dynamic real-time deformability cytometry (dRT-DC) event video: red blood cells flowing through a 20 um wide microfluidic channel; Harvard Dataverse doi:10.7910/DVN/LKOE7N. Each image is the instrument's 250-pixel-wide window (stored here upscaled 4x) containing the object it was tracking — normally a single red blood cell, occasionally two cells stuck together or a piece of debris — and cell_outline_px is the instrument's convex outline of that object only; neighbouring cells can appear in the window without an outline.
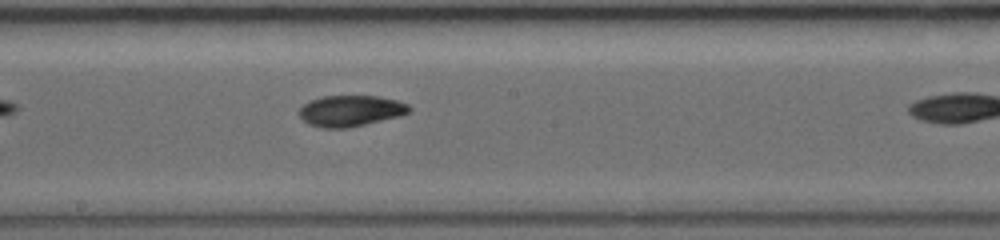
{"species": "common noctule bat (a hibernating species)", "species_latin": "Nyctalus noctula", "temperature_condition": "warm", "stored_images_in_passage": 16, "camera_frame_rate_fps": 5000, "um_per_image_px": 0.085, "animal": {"sex": "female", "body_mass_g": 19.0, "forearm_length_mm": 56.7}, "frame": {"image": 1, "passage_image": 12, "time_ms": 3.6, "image_size_px": [1000, 240], "cell_outline_px": [[412, 108], [408, 112], [400, 116], [348, 128], [324, 128], [308, 124], [300, 116], [300, 108], [304, 104], [312, 100], [324, 96], [380, 96], [396, 100], [408, 104]], "centroid_in_image_um": [29.82, 9.42], "position_along_channel_um": 218.4, "area_um2": 19.77}}